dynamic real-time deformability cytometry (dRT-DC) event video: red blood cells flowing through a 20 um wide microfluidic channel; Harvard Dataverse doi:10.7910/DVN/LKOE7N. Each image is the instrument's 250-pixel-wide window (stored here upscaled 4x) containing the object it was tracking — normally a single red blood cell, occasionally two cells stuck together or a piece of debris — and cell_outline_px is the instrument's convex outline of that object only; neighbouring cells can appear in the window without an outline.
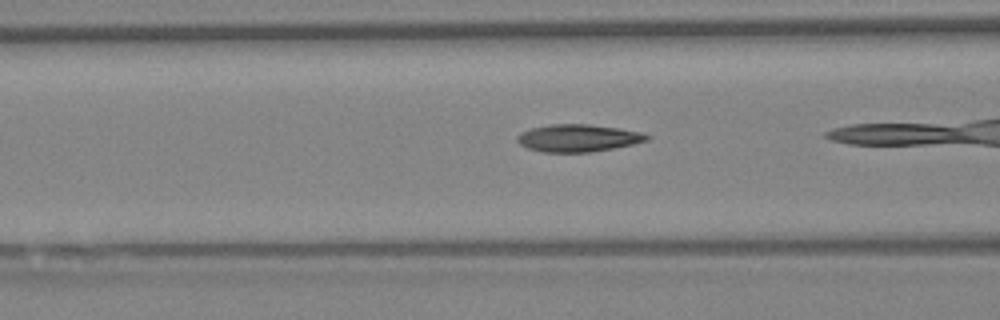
{"species": "Egyptian fruit bat (a non-hibernating species)", "species_latin": "Rousettus aegyptiacus", "temperature_condition": "warm", "stored_images_in_passage": 41, "camera_frame_rate_fps": 3000, "um_per_image_px": 0.085, "animal": {"sex": "female"}, "frame": {"image": 1, "passage_image": 19, "time_ms": 6.0, "image_size_px": [1000, 320], "cell_outline_px": [[652, 136], [648, 140], [632, 144], [612, 148], [588, 152], [540, 152], [528, 148], [520, 144], [516, 140], [516, 136], [520, 132], [532, 128], [548, 124], [588, 124], [620, 128], [640, 132]], "centroid_in_image_um": [49.11, 11.72], "position_along_channel_um": 117.5, "area_um2": 20.69}}
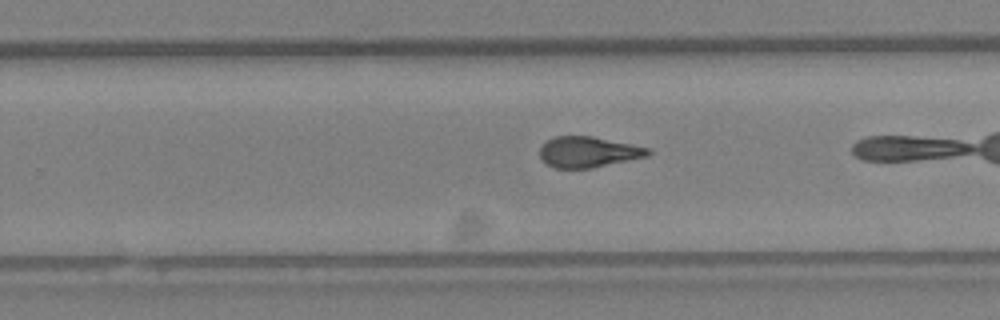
{"frame": {"image": 2, "passage_image": 33, "time_ms": 10.667, "image_size_px": [1000, 320], "cell_outline_px": [[652, 152], [648, 156], [592, 168], [556, 168], [548, 164], [540, 156], [540, 148], [548, 140], [556, 136], [592, 136], [632, 144], [648, 148]], "centroid_in_image_um": [50.03, 12.92], "position_along_channel_um": 279.8, "area_um2": 19.19}}